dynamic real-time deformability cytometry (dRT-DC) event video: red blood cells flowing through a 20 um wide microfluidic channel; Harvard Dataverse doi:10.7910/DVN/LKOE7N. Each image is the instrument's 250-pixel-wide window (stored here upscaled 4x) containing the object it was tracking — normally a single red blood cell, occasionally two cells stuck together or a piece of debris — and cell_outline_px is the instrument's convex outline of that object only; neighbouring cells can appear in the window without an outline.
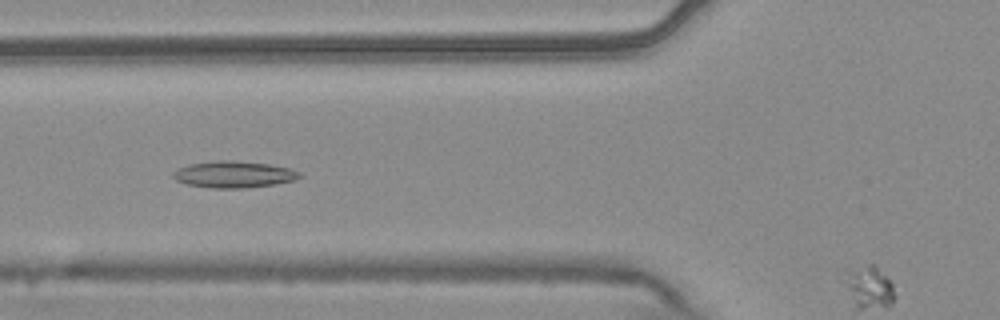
{"species": "common noctule bat (a hibernating species)", "species_latin": "Nyctalus noctula", "temperature_condition": "warm", "stored_images_in_passage": 7, "camera_frame_rate_fps": 3000, "um_per_image_px": 0.085, "animal": {"sex": "male", "body_mass_g": 20.4}, "frame": {"image": 1, "passage_image": 5, "time_ms": 1.333, "image_size_px": [1000, 320], "cell_outline_px": [[304, 176], [296, 180], [272, 184], [244, 188], [212, 188], [188, 184], [176, 180], [172, 176], [172, 172], [180, 168], [192, 164], [220, 160], [228, 160], [268, 164], [288, 168], [300, 172]], "centroid_in_image_um": [19.9, 14.83], "position_along_channel_um": 105.9, "area_um2": 19.31}}
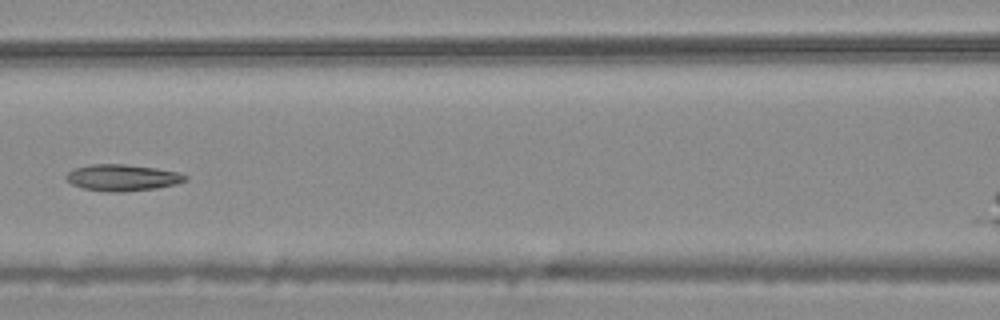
{"frame": {"image": 2, "passage_image": 6, "time_ms": 1.667, "image_size_px": [1000, 320], "cell_outline_px": [[188, 180], [176, 184], [156, 188], [124, 192], [108, 192], [84, 188], [72, 184], [64, 176], [72, 168], [88, 164], [124, 164], [156, 168], [180, 172], [188, 176]], "centroid_in_image_um": [10.41, 15.09], "position_along_channel_um": 156.2, "area_um2": 18.55}}
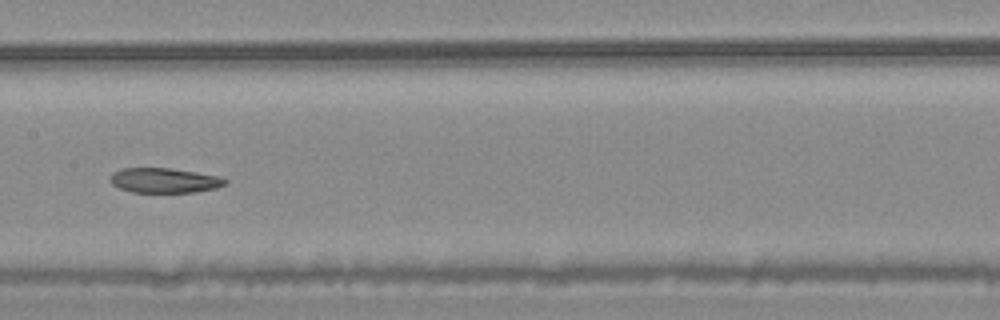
{"frame": {"image": 3, "passage_image": 7, "time_ms": 2.0, "image_size_px": [1000, 320], "cell_outline_px": [[228, 184], [216, 188], [196, 192], [132, 192], [120, 188], [112, 184], [108, 176], [112, 172], [120, 168], [168, 168], [196, 172], [220, 176], [228, 180]], "centroid_in_image_um": [13.97, 15.33], "position_along_channel_um": 193.4, "area_um2": 16.82}}